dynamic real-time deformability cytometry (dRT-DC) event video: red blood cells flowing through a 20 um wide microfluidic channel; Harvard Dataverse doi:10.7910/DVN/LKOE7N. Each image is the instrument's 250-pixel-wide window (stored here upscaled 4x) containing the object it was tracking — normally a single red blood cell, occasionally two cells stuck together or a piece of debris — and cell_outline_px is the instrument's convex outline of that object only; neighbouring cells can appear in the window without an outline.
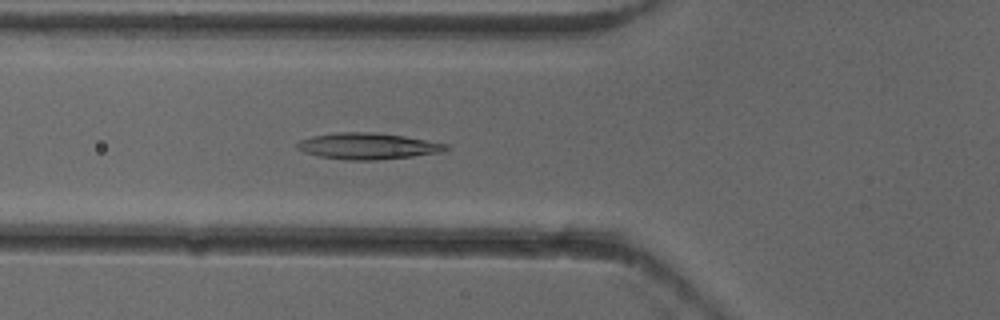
{"species": "common noctule bat (a hibernating species)", "species_latin": "Nyctalus noctula", "temperature_condition": "cold", "stored_images_in_passage": 53, "camera_frame_rate_fps": 3000, "um_per_image_px": 0.085, "animal": {"sex": "female"}, "frame": {"image": 1, "passage_image": 19, "time_ms": 6.0, "image_size_px": [1000, 320], "cell_outline_px": [[448, 148], [440, 152], [412, 156], [376, 160], [344, 160], [320, 156], [304, 152], [296, 148], [296, 144], [300, 140], [312, 136], [336, 132], [372, 132], [404, 136], [448, 144]], "centroid_in_image_um": [31.22, 12.41], "position_along_channel_um": 94.6, "area_um2": 22.66}}
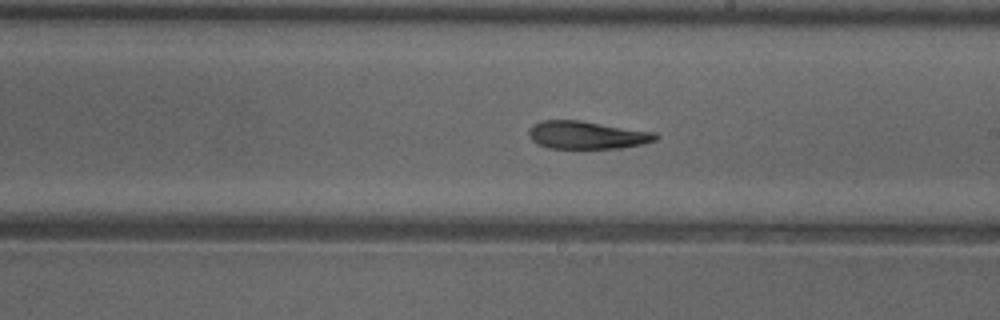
{"frame": {"image": 2, "passage_image": 30, "time_ms": 9.667, "image_size_px": [1000, 320], "cell_outline_px": [[660, 136], [656, 140], [640, 144], [620, 148], [548, 148], [532, 140], [528, 136], [528, 128], [532, 124], [544, 120], [580, 120], [656, 132]], "centroid_in_image_um": [49.88, 11.47], "position_along_channel_um": 239.1, "area_um2": 20.63}}
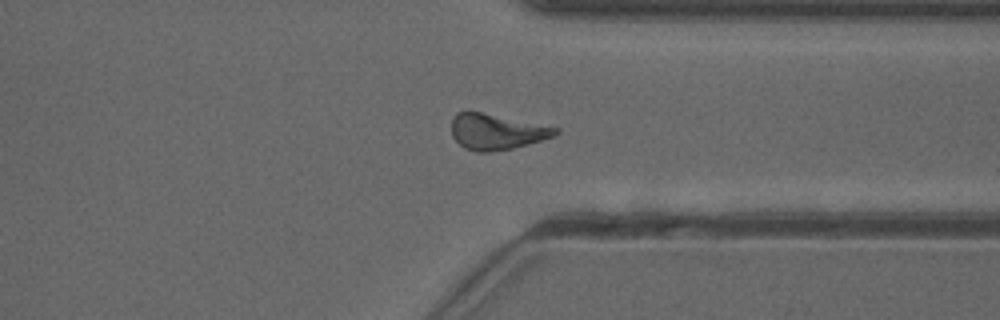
{"frame": {"image": 3, "passage_image": 40, "time_ms": 13.0, "image_size_px": [1000, 320], "cell_outline_px": [[560, 132], [552, 136], [528, 144], [512, 148], [488, 152], [476, 152], [464, 148], [452, 136], [452, 116], [456, 112], [468, 108], [560, 128]], "centroid_in_image_um": [42.15, 11.14], "position_along_channel_um": 369.3, "area_um2": 22.14}, "authors_computed_cell_mechanics": {"area_um2": 21.097, "velocity_mm_per_s": 3.9359, "shape_relaxation_time_tau1_ms": 7.271, "shape_relaxation_time_tau2_ms": null, "deformation_change_tau1": 0.1985, "deformation_change_tau2": null}}